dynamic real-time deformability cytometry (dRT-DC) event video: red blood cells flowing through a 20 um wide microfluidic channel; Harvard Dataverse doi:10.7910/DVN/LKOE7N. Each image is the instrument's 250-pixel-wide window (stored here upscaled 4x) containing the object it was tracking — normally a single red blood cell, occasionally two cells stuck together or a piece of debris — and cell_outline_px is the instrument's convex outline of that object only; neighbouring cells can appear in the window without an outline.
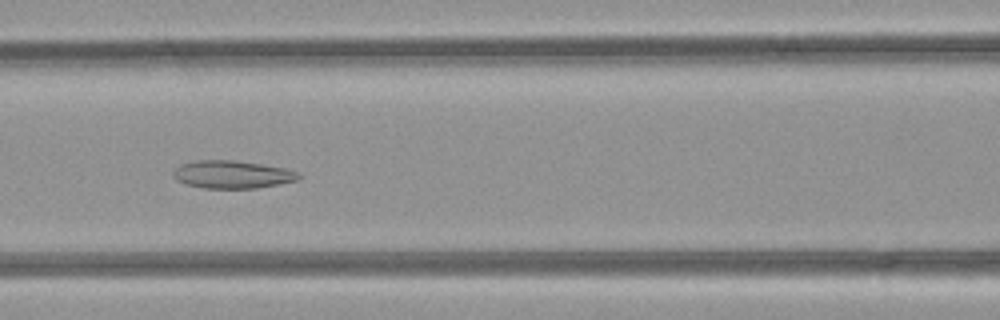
{"species": "common noctule bat (a hibernating species)", "species_latin": "Nyctalus noctula", "temperature_condition": "room temperature", "stored_images_in_passage": 50, "camera_frame_rate_fps": 3000, "um_per_image_px": 0.085, "animal": {"sex": "female", "body_mass_g": 21.9}, "frame": {"image": 1, "passage_image": 22, "time_ms": 7.0, "image_size_px": [1000, 320], "cell_outline_px": [[300, 176], [296, 180], [280, 184], [256, 188], [204, 188], [184, 184], [176, 180], [172, 176], [172, 172], [180, 164], [196, 160], [236, 160], [284, 168], [300, 172]], "centroid_in_image_um": [19.7, 14.83], "position_along_channel_um": 146.9, "area_um2": 20.4}}
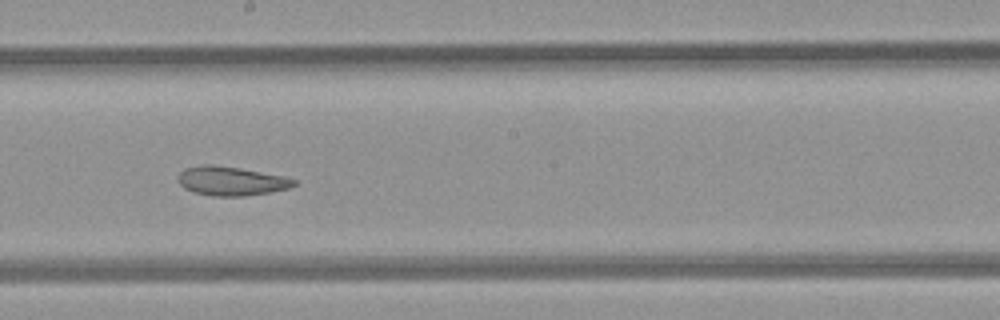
{"frame": {"image": 2, "passage_image": 28, "time_ms": 9.0, "image_size_px": [1000, 320], "cell_outline_px": [[296, 184], [288, 188], [268, 192], [244, 196], [212, 196], [192, 192], [184, 188], [176, 180], [180, 172], [184, 168], [204, 164], [212, 164], [240, 168], [284, 176], [296, 180]], "centroid_in_image_um": [19.59, 15.38], "position_along_channel_um": 228.6, "area_um2": 19.65}}
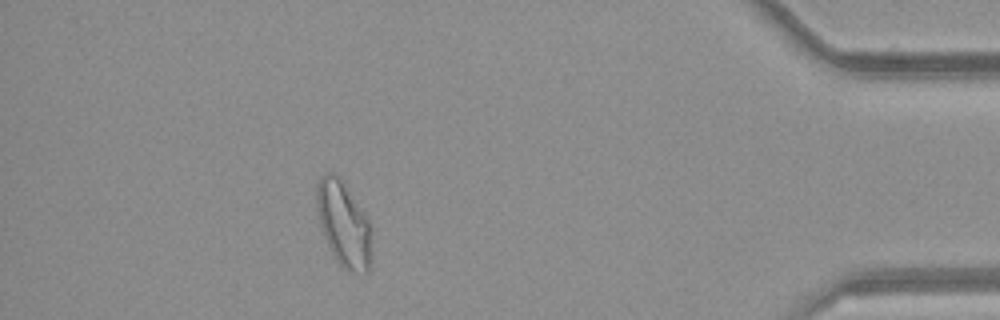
{"frame": {"image": 3, "passage_image": 45, "time_ms": 14.667, "image_size_px": [1000, 320], "cell_outline_px": [[372, 260], [368, 272], [348, 272], [336, 260], [324, 236], [320, 224], [316, 204], [316, 184], [320, 176], [324, 172], [332, 172], [344, 184], [368, 220]], "centroid_in_image_um": [29.18, 19.06], "position_along_channel_um": 406.0, "area_um2": 26.82}, "authors_computed_cell_mechanics": {"area_um2": 24.9985, "velocity_mm_per_s": 4.0889, "shape_relaxation_time_tau1_ms": null, "shape_relaxation_time_tau2_ms": 3.0887, "deformation_change_tau1": null, "deformation_change_tau2": 0.0951}}